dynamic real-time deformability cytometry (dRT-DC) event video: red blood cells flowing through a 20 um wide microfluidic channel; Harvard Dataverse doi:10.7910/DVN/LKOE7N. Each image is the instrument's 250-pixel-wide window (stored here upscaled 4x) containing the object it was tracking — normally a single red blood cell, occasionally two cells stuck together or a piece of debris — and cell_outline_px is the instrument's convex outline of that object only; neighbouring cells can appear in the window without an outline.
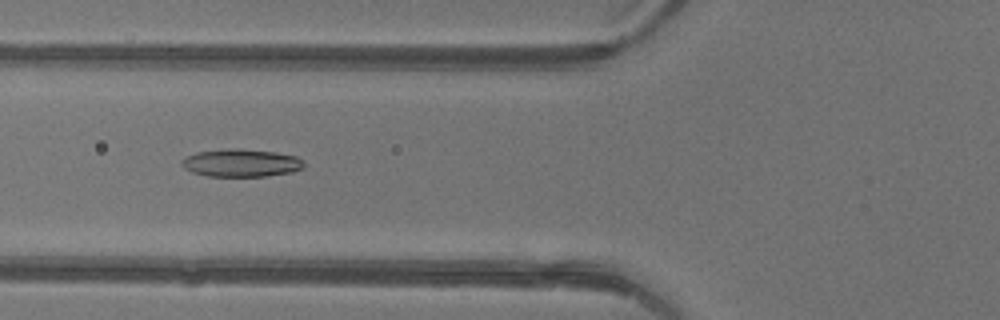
{"species": "common noctule bat (a hibernating species)", "species_latin": "Nyctalus noctula", "temperature_condition": "warm", "stored_images_in_passage": 43, "camera_frame_rate_fps": 3000, "um_per_image_px": 0.085, "animal": {"sex": "female"}, "frame": {"image": 1, "passage_image": 14, "time_ms": 4.333, "image_size_px": [1000, 320], "cell_outline_px": [[304, 168], [292, 172], [264, 176], [208, 176], [192, 172], [184, 168], [180, 164], [180, 160], [184, 156], [196, 152], [228, 148], [240, 148], [276, 152], [296, 156], [304, 160]], "centroid_in_image_um": [20.47, 13.83], "position_along_channel_um": 105.3, "area_um2": 20.06}}
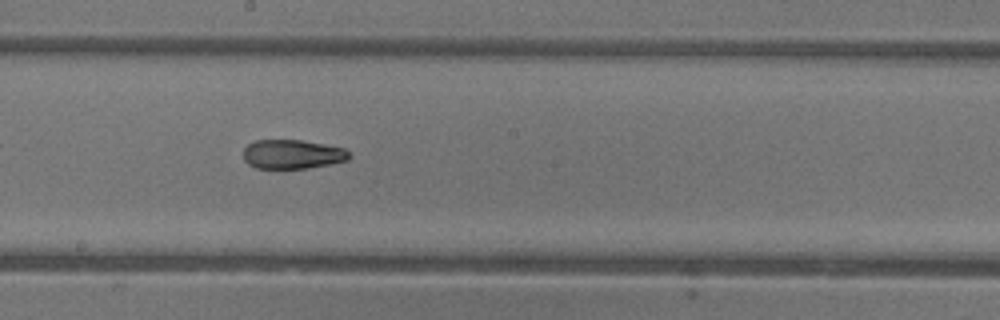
{"frame": {"image": 2, "passage_image": 22, "time_ms": 7.0, "image_size_px": [1000, 320], "cell_outline_px": [[352, 156], [348, 160], [308, 168], [256, 168], [248, 164], [244, 160], [244, 148], [248, 144], [256, 140], [300, 140], [324, 144], [344, 148]], "centroid_in_image_um": [24.85, 13.11], "position_along_channel_um": 223.4, "area_um2": 17.92}}
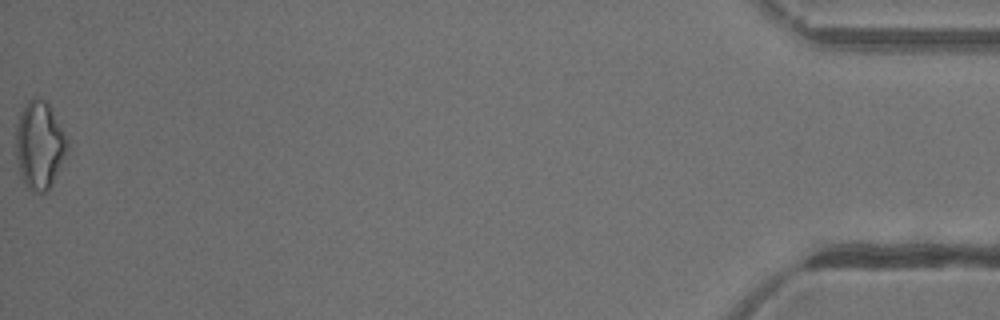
{"frame": {"image": 3, "passage_image": 43, "time_ms": 14.0, "image_size_px": [1000, 320], "cell_outline_px": [[68, 148], [52, 184], [48, 192], [32, 192], [24, 184], [20, 176], [16, 156], [16, 124], [20, 112], [28, 100], [32, 96], [44, 100], [52, 108], [68, 140]], "centroid_in_image_um": [3.34, 12.33], "position_along_channel_um": 431.9, "area_um2": 26.47}, "authors_computed_cell_mechanics": {"area_um2": 19.8832, "velocity_mm_per_s": 4.4136, "shape_relaxation_time_tau1_ms": 9.2465, "shape_relaxation_time_tau2_ms": 2.6713, "deformation_change_tau1": 0.2174, "deformation_change_tau2": 0.0916}}